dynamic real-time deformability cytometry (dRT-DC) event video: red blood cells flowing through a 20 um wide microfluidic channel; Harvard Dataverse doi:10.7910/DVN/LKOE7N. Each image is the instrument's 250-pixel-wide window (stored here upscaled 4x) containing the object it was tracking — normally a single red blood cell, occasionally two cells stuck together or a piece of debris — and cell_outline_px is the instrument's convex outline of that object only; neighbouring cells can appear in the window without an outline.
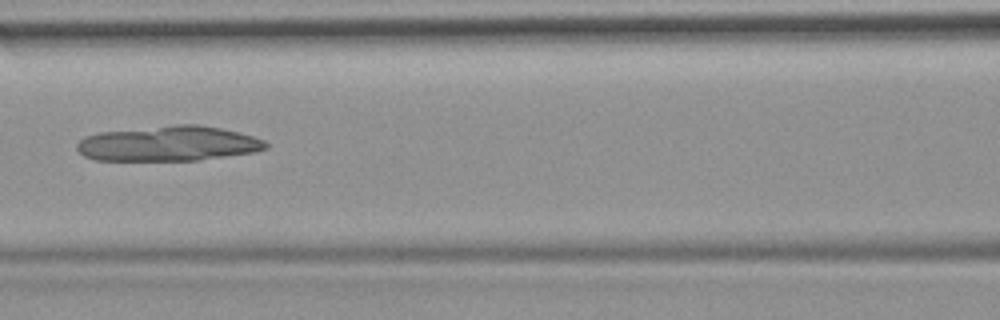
{"species": "common noctule bat (a hibernating species)", "species_latin": "Nyctalus noctula", "temperature_condition": "room temperature", "stored_images_in_passage": 52, "camera_frame_rate_fps": 3000, "um_per_image_px": 0.085, "animal": {"sex": "female", "body_mass_g": 19.9}, "frame": {"image": 1, "passage_image": 23, "time_ms": 7.333, "image_size_px": [1000, 320], "cell_outline_px": [[268, 148], [256, 152], [200, 160], [96, 160], [84, 156], [76, 148], [76, 144], [84, 136], [100, 132], [176, 124], [200, 124], [220, 128], [252, 136], [264, 140], [268, 144]], "centroid_in_image_um": [14.32, 12.2], "position_along_channel_um": 152.3, "area_um2": 38.67}}
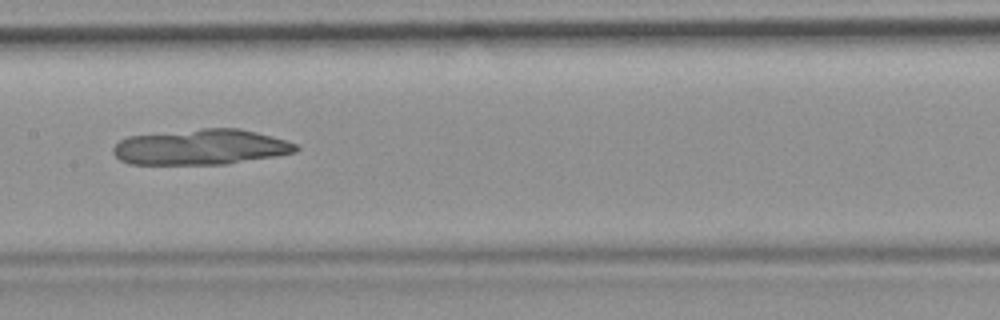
{"frame": {"image": 2, "passage_image": 26, "time_ms": 8.333, "image_size_px": [1000, 320], "cell_outline_px": [[300, 148], [296, 152], [276, 156], [228, 164], [128, 164], [120, 160], [112, 152], [112, 148], [120, 140], [128, 136], [200, 128], [240, 128], [256, 132], [284, 140], [296, 144]], "centroid_in_image_um": [17.06, 12.5], "position_along_channel_um": 190.3, "area_um2": 37.92}}